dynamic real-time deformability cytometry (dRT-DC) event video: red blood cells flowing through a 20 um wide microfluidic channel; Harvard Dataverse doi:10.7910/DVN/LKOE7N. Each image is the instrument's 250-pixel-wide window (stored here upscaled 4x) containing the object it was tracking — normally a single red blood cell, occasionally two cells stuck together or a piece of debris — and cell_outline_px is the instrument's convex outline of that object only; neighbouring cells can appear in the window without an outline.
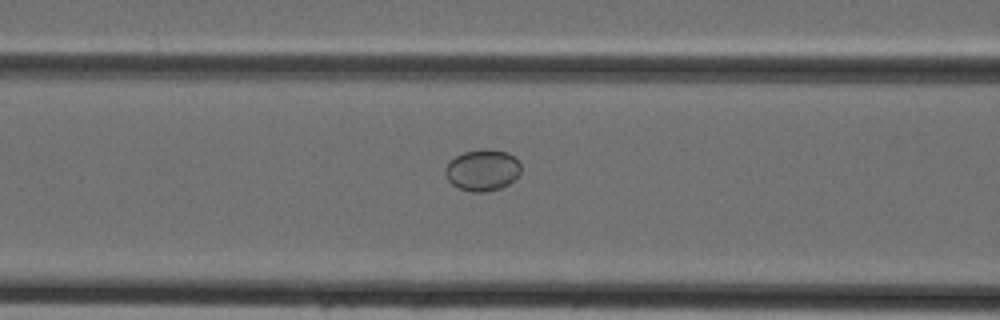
{"species": "Egyptian fruit bat (a non-hibernating species)", "species_latin": "Rousettus aegyptiacus", "temperature_condition": "cold", "stored_images_in_passage": 39, "camera_frame_rate_fps": 3000, "um_per_image_px": 0.085, "animal": {"sex": "female"}, "frame": {"image": 1, "passage_image": 12, "time_ms": 3.667, "image_size_px": [1000, 320], "cell_outline_px": [[520, 176], [508, 184], [500, 188], [484, 192], [472, 192], [460, 188], [452, 184], [448, 180], [444, 172], [444, 168], [448, 160], [464, 152], [488, 148], [508, 152], [520, 164]], "centroid_in_image_um": [40.99, 14.45], "position_along_channel_um": 125.6, "area_um2": 18.38}}
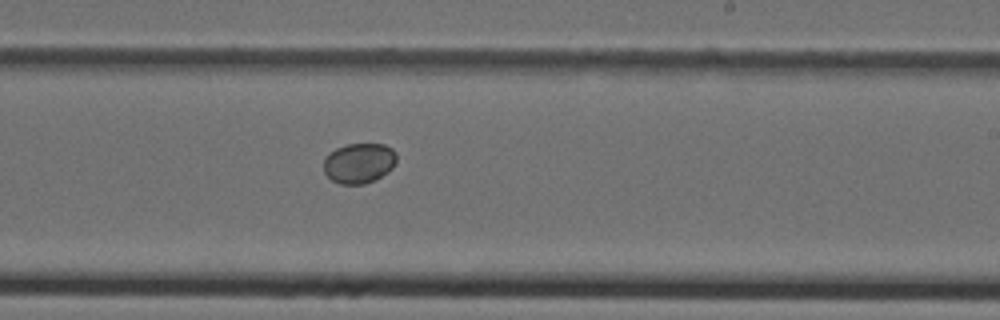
{"frame": {"image": 2, "passage_image": 21, "time_ms": 6.667, "image_size_px": [1000, 320], "cell_outline_px": [[396, 160], [392, 168], [388, 172], [376, 180], [364, 184], [340, 184], [332, 180], [324, 172], [324, 160], [328, 152], [336, 148], [348, 144], [384, 144], [392, 148], [396, 152]], "centroid_in_image_um": [30.52, 13.86], "position_along_channel_um": 258.5, "area_um2": 17.22}}
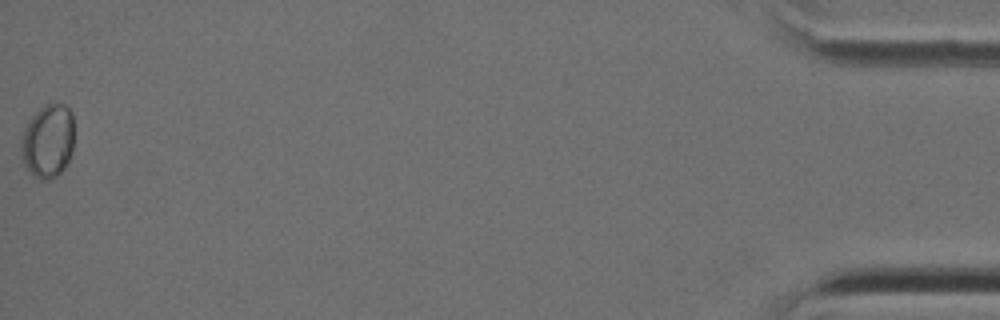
{"frame": {"image": 3, "passage_image": 39, "time_ms": 12.667, "image_size_px": [1000, 320], "cell_outline_px": [[72, 152], [64, 168], [56, 176], [48, 180], [40, 180], [28, 168], [24, 160], [20, 148], [20, 140], [24, 128], [32, 116], [44, 104], [64, 104], [72, 112]], "centroid_in_image_um": [4.07, 11.97], "position_along_channel_um": 431.1, "area_um2": 22.43}}